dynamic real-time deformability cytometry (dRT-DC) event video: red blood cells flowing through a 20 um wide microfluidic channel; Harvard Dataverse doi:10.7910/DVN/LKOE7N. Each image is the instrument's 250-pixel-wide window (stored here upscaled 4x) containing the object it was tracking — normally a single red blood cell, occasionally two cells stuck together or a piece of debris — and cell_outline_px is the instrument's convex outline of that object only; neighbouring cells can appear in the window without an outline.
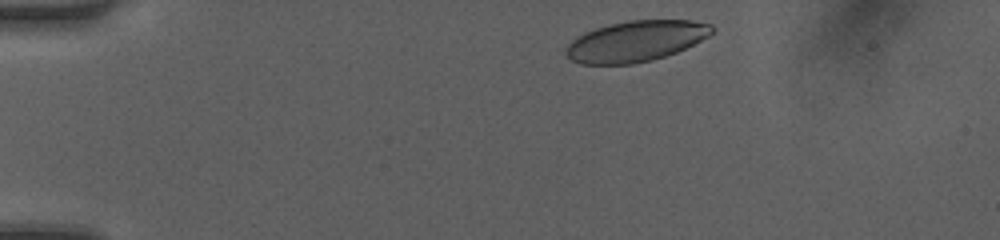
{"species": "human", "species_latin": "Homo sapiens", "temperature_condition": "room temperature", "stored_images_in_passage": 34, "camera_frame_rate_fps": 3000, "um_per_image_px": 0.085, "donor": {"sex": "female"}, "frame": {"image": 1, "passage_image": 1, "time_ms": 0.0, "image_size_px": [1000, 240], "cell_outline_px": [[716, 28], [708, 36], [676, 52], [652, 60], [632, 64], [580, 64], [572, 60], [564, 52], [568, 44], [572, 40], [584, 32], [608, 24], [628, 20], [692, 20], [712, 24]], "centroid_in_image_um": [54.03, 3.49], "position_along_channel_um": 31.0, "area_um2": 34.62}}
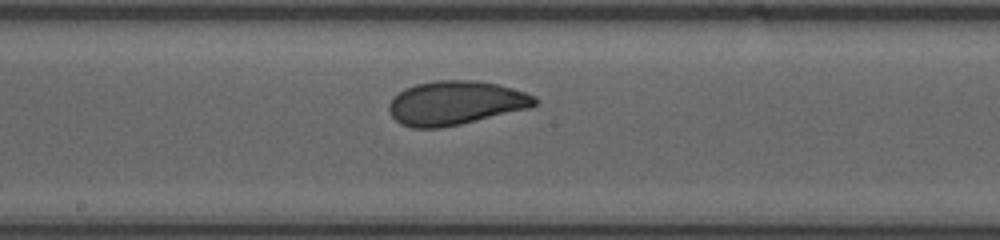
{"frame": {"image": 2, "passage_image": 19, "time_ms": 6.0, "image_size_px": [1000, 240], "cell_outline_px": [[540, 100], [532, 108], [460, 124], [440, 128], [412, 128], [400, 124], [388, 112], [388, 104], [392, 96], [404, 88], [416, 84], [436, 80], [476, 80], [496, 84], [512, 88], [536, 96]], "centroid_in_image_um": [38.71, 8.75], "position_along_channel_um": 209.5, "area_um2": 37.74}}
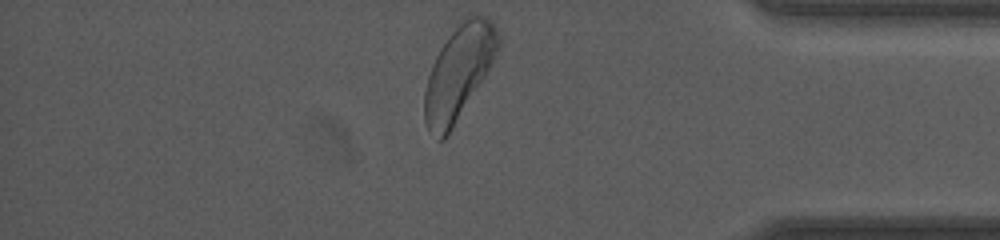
{"frame": {"image": 3, "passage_image": 34, "time_ms": 11.0, "image_size_px": [1000, 240], "cell_outline_px": [[500, 44], [492, 64], [452, 128], [444, 140], [436, 140], [428, 128], [424, 120], [424, 92], [428, 76], [432, 64], [440, 48], [448, 36], [472, 12], [488, 16], [496, 28], [500, 40]], "centroid_in_image_um": [38.99, 6.14], "position_along_channel_um": 396.2, "area_um2": 39.88}, "authors_computed_cell_mechanics": {"area_um2": 36.7897, "velocity_mm_per_s": 4.1865, "shape_relaxation_time_tau1_ms": 2.4878, "shape_relaxation_time_tau2_ms": 0.9321, "deformation_change_tau1": 0.1196, "deformation_change_tau2": 0.0659}}